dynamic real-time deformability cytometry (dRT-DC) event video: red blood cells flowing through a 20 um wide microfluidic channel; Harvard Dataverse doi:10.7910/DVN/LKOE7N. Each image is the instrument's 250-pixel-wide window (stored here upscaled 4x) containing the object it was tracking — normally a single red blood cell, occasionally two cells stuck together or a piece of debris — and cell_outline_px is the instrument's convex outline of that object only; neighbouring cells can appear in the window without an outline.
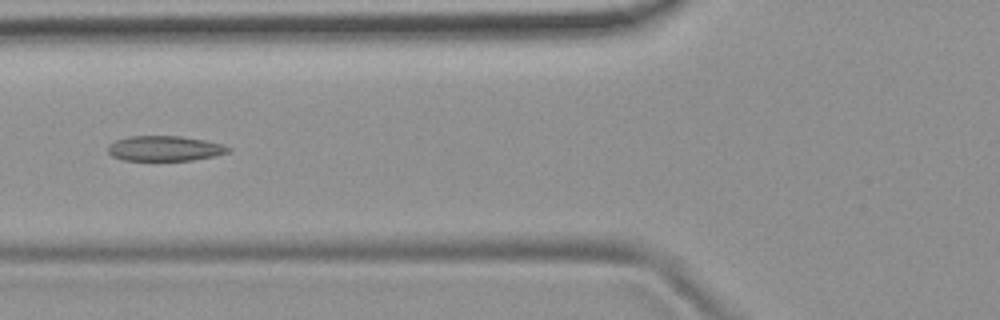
{"species": "common noctule bat (a hibernating species)", "species_latin": "Nyctalus noctula", "temperature_condition": "room temperature", "stored_images_in_passage": 7, "camera_frame_rate_fps": 3000, "um_per_image_px": 0.085, "animal": {"sex": "female", "body_mass_g": 19.9}, "frame": {"image": 1, "passage_image": 4, "time_ms": 1.0, "image_size_px": [1000, 320], "cell_outline_px": [[232, 148], [228, 152], [216, 156], [192, 160], [124, 160], [112, 156], [108, 152], [108, 144], [116, 140], [128, 136], [180, 136], [204, 140], [224, 144]], "centroid_in_image_um": [14.01, 12.61], "position_along_channel_um": 111.8, "area_um2": 17.69}}
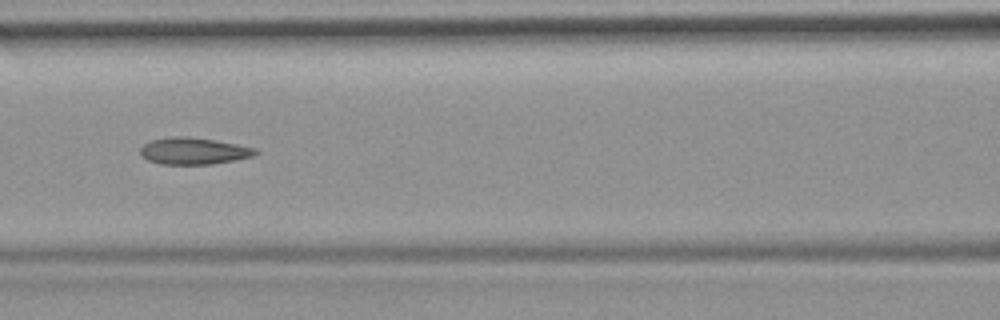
{"frame": {"image": 2, "passage_image": 5, "time_ms": 1.333, "image_size_px": [1000, 320], "cell_outline_px": [[260, 152], [252, 156], [236, 160], [212, 164], [160, 164], [148, 160], [140, 156], [140, 148], [144, 144], [152, 140], [172, 136], [184, 136], [216, 140], [256, 148]], "centroid_in_image_um": [16.46, 12.83], "position_along_channel_um": 150.1, "area_um2": 18.03}}
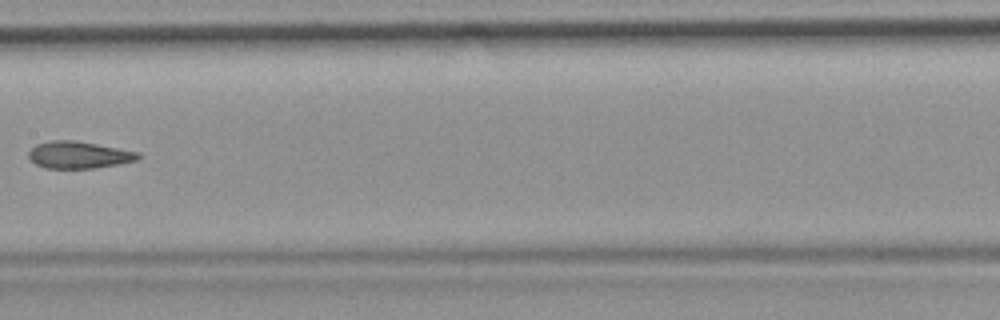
{"frame": {"image": 3, "passage_image": 6, "time_ms": 1.667, "image_size_px": [1000, 320], "cell_outline_px": [[140, 156], [136, 160], [96, 168], [48, 168], [36, 164], [28, 156], [28, 152], [36, 144], [52, 140], [72, 140], [96, 144], [140, 152]], "centroid_in_image_um": [6.68, 13.16], "position_along_channel_um": 200.7, "area_um2": 16.99}}